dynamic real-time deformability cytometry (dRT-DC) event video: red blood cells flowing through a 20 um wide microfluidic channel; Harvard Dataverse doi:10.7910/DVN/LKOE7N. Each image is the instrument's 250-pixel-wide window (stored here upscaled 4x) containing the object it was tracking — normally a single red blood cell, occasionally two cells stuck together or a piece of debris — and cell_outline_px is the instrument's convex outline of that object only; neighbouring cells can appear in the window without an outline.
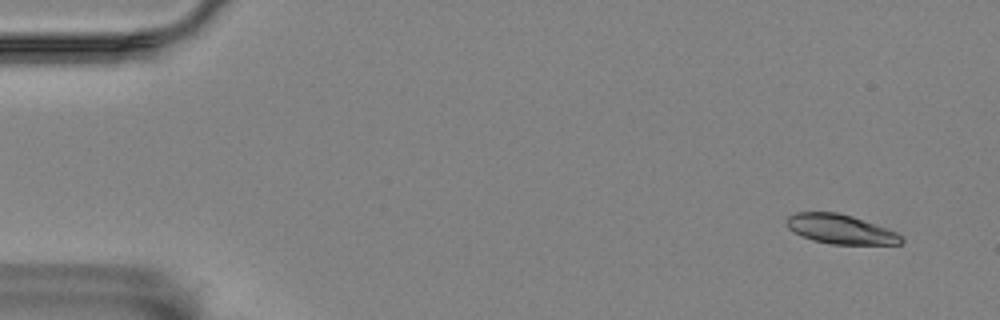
{"species": "Egyptian fruit bat (a non-hibernating species)", "species_latin": "Rousettus aegyptiacus", "temperature_condition": "room temperature", "stored_images_in_passage": 5, "camera_frame_rate_fps": 3000, "um_per_image_px": 0.085, "animal": {"sex": "female"}, "frame": {"image": 1, "passage_image": 1, "time_ms": 0.0, "image_size_px": [1000, 320], "cell_outline_px": [[904, 240], [900, 244], [832, 244], [812, 240], [788, 228], [788, 216], [796, 212], [836, 212], [852, 216], [896, 232], [904, 236]], "centroid_in_image_um": [71.47, 19.48], "position_along_channel_um": 13.5, "area_um2": 19.31}}